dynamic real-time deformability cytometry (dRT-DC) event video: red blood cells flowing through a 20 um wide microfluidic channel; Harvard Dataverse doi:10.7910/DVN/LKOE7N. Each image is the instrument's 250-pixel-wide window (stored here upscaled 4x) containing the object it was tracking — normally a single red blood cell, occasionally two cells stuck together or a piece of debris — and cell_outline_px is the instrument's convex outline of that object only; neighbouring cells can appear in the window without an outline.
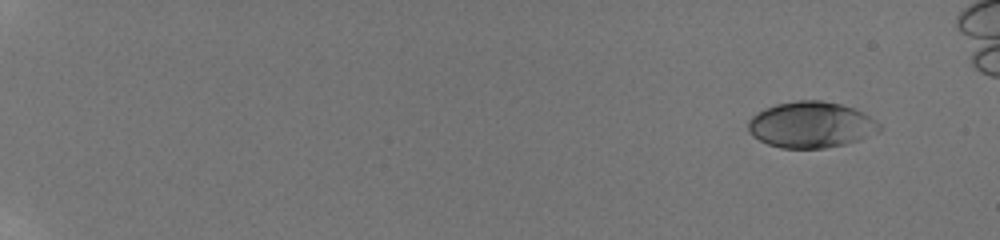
{"species": "human", "species_latin": "Homo sapiens", "temperature_condition": "room temperature", "stored_images_in_passage": 53, "camera_frame_rate_fps": 3000, "um_per_image_px": 0.085, "donor": {"sex": "male"}, "frame": {"image": 1, "passage_image": 1, "time_ms": 0.0, "image_size_px": [1000, 240], "cell_outline_px": [[880, 132], [844, 144], [824, 148], [780, 148], [768, 144], [752, 136], [748, 132], [748, 120], [752, 116], [764, 108], [776, 104], [796, 100], [820, 100], [840, 104], [856, 108], [864, 112], [880, 124]], "centroid_in_image_um": [68.92, 10.59], "position_along_channel_um": 16.1, "area_um2": 35.37}}
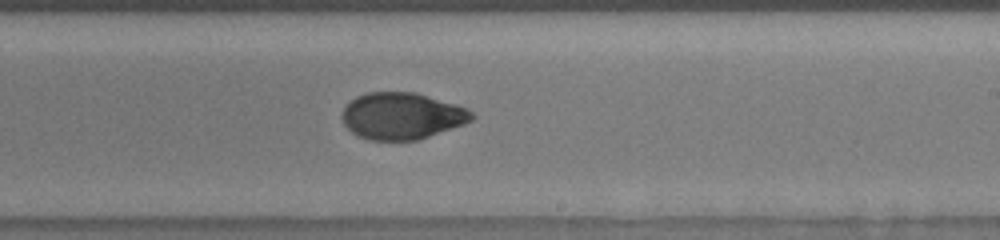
{"frame": {"image": 2, "passage_image": 35, "time_ms": 11.333, "image_size_px": [1000, 240], "cell_outline_px": [[476, 116], [472, 120], [464, 124], [416, 140], [368, 140], [352, 132], [344, 124], [340, 116], [340, 112], [356, 96], [368, 92], [416, 92], [456, 104], [468, 108]], "centroid_in_image_um": [34.15, 9.84], "position_along_channel_um": 254.8, "area_um2": 35.32}}
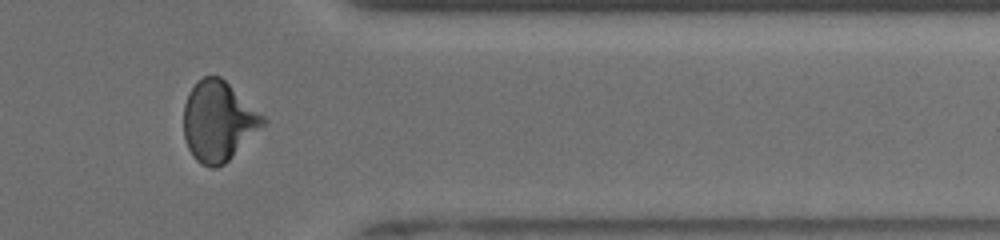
{"frame": {"image": 3, "passage_image": 46, "time_ms": 15.0, "image_size_px": [1000, 240], "cell_outline_px": [[268, 120], [224, 164], [216, 168], [208, 168], [200, 164], [192, 156], [188, 148], [184, 136], [184, 104], [188, 92], [196, 80], [204, 76], [220, 76], [264, 116]], "centroid_in_image_um": [18.52, 10.3], "position_along_channel_um": 392.9, "area_um2": 36.76}, "authors_computed_cell_mechanics": {"area_um2": 35.0268, "velocity_mm_per_s": 3.8866, "shape_relaxation_time_tau1_ms": 4.3579, "shape_relaxation_time_tau2_ms": 1.8074, "deformation_change_tau1": 0.1596, "deformation_change_tau2": 0.0537}}